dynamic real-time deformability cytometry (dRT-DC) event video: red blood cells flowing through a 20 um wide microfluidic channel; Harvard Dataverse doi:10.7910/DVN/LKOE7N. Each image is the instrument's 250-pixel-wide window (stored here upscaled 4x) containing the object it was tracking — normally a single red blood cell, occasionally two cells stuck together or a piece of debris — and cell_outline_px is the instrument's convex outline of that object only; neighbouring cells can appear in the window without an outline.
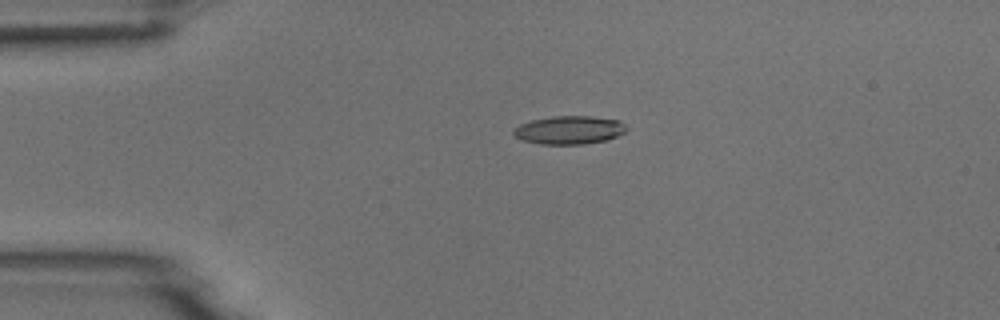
{"species": "common noctule bat (a hibernating species)", "species_latin": "Nyctalus noctula", "temperature_condition": "room temperature", "stored_images_in_passage": 4, "camera_frame_rate_fps": 3000, "um_per_image_px": 0.085, "animal": {"sex": "male", "body_mass_g": 18.8}, "frame": {"image": 1, "passage_image": 3, "time_ms": 3.333, "image_size_px": [1000, 320], "cell_outline_px": [[628, 128], [624, 132], [608, 140], [584, 144], [540, 144], [520, 140], [512, 132], [512, 128], [520, 124], [532, 120], [552, 116], [592, 116], [620, 120]], "centroid_in_image_um": [48.37, 11.05], "position_along_channel_um": 36.6, "area_um2": 18.79}}